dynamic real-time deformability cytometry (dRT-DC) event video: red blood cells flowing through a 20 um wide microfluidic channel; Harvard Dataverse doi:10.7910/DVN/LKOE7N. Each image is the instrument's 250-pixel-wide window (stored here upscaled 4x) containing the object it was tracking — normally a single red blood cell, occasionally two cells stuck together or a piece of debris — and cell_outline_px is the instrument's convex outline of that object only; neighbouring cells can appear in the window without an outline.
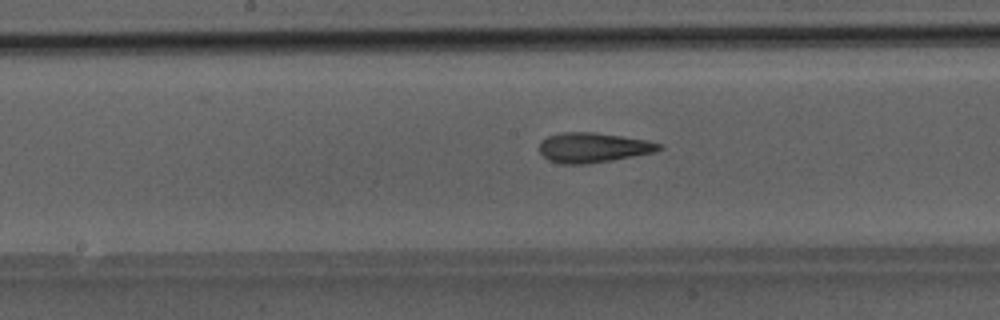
{"species": "Egyptian fruit bat (a non-hibernating species)", "species_latin": "Rousettus aegyptiacus", "temperature_condition": "room temperature", "stored_images_in_passage": 24, "camera_frame_rate_fps": 3000, "um_per_image_px": 0.085, "animal": {"sex": "male"}, "frame": {"image": 1, "passage_image": 11, "time_ms": 3.333, "image_size_px": [1000, 320], "cell_outline_px": [[664, 148], [656, 152], [612, 160], [588, 164], [560, 164], [548, 160], [540, 152], [540, 140], [548, 136], [564, 132], [596, 132], [648, 140], [664, 144]], "centroid_in_image_um": [50.46, 12.54], "position_along_channel_um": 197.7, "area_um2": 21.1}}
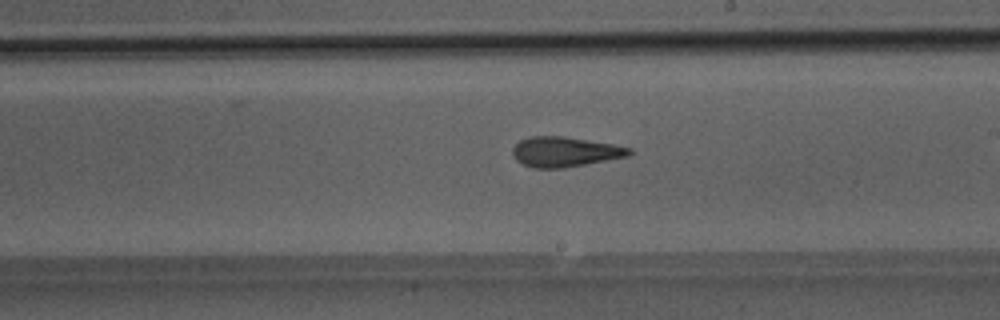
{"frame": {"image": 2, "passage_image": 14, "time_ms": 4.333, "image_size_px": [1000, 320], "cell_outline_px": [[632, 152], [628, 156], [564, 168], [532, 168], [516, 160], [512, 156], [512, 148], [520, 140], [528, 136], [564, 136], [612, 144], [632, 148]], "centroid_in_image_um": [47.98, 12.9], "position_along_channel_um": 241.0, "area_um2": 20.4}}